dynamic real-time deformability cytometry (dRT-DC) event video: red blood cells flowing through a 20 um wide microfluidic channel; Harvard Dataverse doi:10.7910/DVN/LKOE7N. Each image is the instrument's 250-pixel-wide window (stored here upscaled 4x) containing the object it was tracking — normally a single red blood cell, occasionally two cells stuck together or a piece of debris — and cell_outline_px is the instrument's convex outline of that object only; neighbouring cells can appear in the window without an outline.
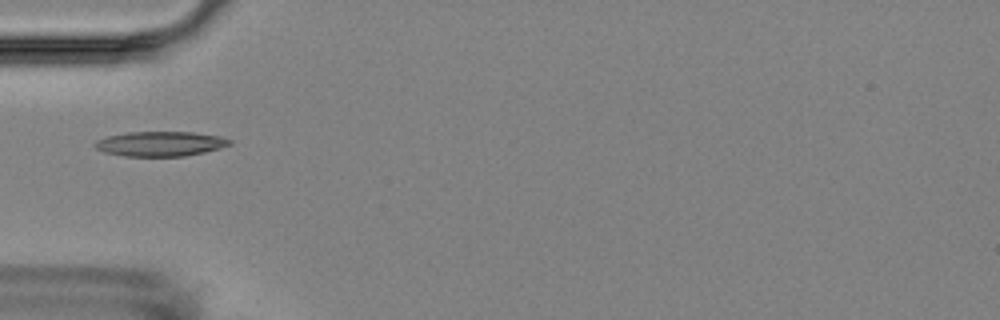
{"species": "Egyptian fruit bat (a non-hibernating species)", "species_latin": "Rousettus aegyptiacus", "temperature_condition": "room temperature", "stored_images_in_passage": 8, "camera_frame_rate_fps": 3000, "um_per_image_px": 0.085, "animal": {"sex": "female"}, "frame": {"image": 1, "passage_image": 6, "time_ms": 5.667, "image_size_px": [1000, 320], "cell_outline_px": [[232, 144], [220, 148], [204, 152], [184, 156], [124, 156], [104, 152], [96, 148], [92, 144], [96, 140], [108, 136], [128, 132], [192, 132], [220, 136], [232, 140]], "centroid_in_image_um": [13.62, 12.22], "position_along_channel_um": 71.4, "area_um2": 19.48}}
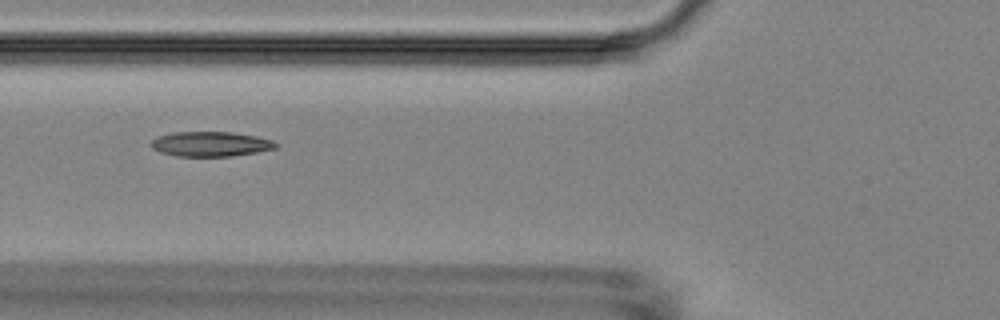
{"frame": {"image": 2, "passage_image": 7, "time_ms": 6.667, "image_size_px": [1000, 320], "cell_outline_px": [[280, 144], [276, 148], [256, 152], [232, 156], [176, 156], [160, 152], [152, 148], [148, 144], [156, 136], [172, 132], [232, 132], [256, 136], [272, 140]], "centroid_in_image_um": [17.87, 12.23], "position_along_channel_um": 107.9, "area_um2": 18.21}}
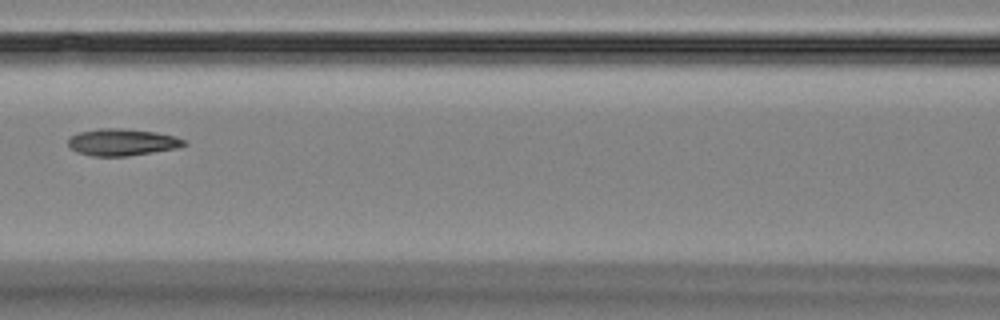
{"frame": {"image": 3, "passage_image": 8, "time_ms": 8.0, "image_size_px": [1000, 320], "cell_outline_px": [[188, 144], [180, 148], [128, 156], [92, 156], [76, 152], [68, 144], [68, 136], [80, 132], [100, 128], [124, 128], [156, 132], [176, 136], [184, 140]], "centroid_in_image_um": [10.4, 12.08], "position_along_channel_um": 156.2, "area_um2": 18.38}}